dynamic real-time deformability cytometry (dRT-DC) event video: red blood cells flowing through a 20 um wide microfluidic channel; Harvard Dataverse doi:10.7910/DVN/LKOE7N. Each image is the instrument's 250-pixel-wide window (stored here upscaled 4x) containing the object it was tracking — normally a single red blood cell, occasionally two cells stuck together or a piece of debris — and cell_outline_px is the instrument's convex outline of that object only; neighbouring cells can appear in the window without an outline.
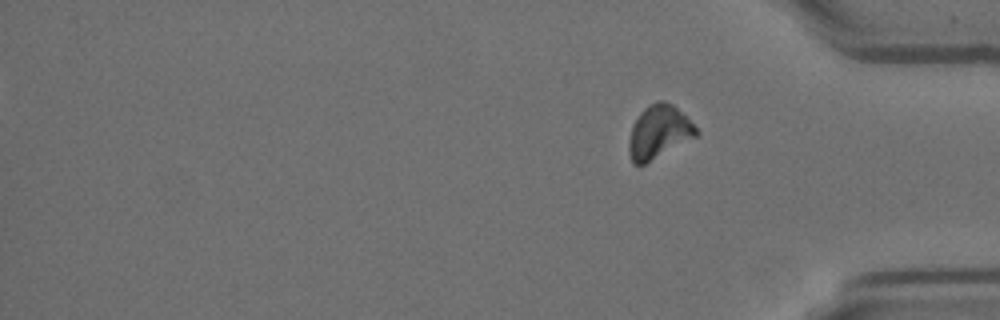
{"species": "Egyptian fruit bat (a non-hibernating species)", "species_latin": "Rousettus aegyptiacus", "temperature_condition": "room temperature", "stored_images_in_passage": 14, "segment_of_instrument_passage": [2, 2], "camera_frame_rate_fps": 3000, "um_per_image_px": 0.085, "animal": {"sex": "female"}, "frame": {"image": 1, "passage_image": 14, "time_ms": 4.333, "image_size_px": [1000, 320], "cell_outline_px": [[700, 132], [696, 136], [644, 164], [632, 164], [628, 152], [628, 140], [632, 124], [640, 112], [648, 104], [656, 100], [664, 100], [672, 104]], "centroid_in_image_um": [55.94, 11.2], "position_along_channel_um": 379.3, "area_um2": 20.69}}